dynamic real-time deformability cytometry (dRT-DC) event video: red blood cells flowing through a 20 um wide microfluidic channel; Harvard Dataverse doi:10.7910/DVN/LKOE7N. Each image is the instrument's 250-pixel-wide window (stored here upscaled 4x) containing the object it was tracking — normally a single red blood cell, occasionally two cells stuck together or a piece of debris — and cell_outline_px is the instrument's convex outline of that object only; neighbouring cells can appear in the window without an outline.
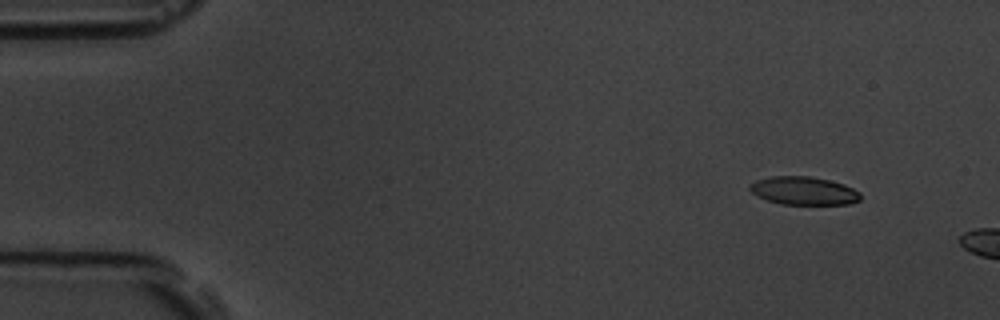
{"species": "common noctule bat (a hibernating species)", "species_latin": "Nyctalus noctula", "temperature_condition": "room temperature", "stored_images_in_passage": 3, "camera_frame_rate_fps": 3000, "um_per_image_px": 0.085, "animal": {"sex": "male", "body_mass_g": 19.5, "forearm_length_mm": 54.6}, "frame": {"image": 1, "passage_image": 2, "time_ms": 1.333, "image_size_px": [1000, 320], "cell_outline_px": [[860, 200], [848, 204], [780, 204], [768, 200], [752, 192], [748, 188], [748, 184], [756, 180], [772, 176], [808, 176], [828, 180], [844, 184], [860, 192]], "centroid_in_image_um": [68.31, 16.21], "position_along_channel_um": 16.7, "area_um2": 18.03}}